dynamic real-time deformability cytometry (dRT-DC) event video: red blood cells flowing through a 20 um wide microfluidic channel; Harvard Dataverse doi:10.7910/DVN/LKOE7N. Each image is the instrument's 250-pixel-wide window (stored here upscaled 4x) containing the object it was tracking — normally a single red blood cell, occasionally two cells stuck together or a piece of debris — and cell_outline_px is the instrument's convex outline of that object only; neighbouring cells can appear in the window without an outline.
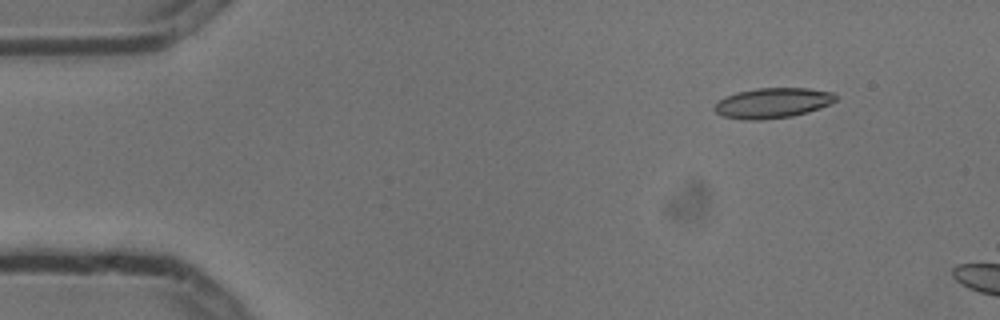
{"species": "common noctule bat (a hibernating species)", "species_latin": "Nyctalus noctula", "temperature_condition": "cold", "stored_images_in_passage": 4, "camera_frame_rate_fps": 3000, "um_per_image_px": 0.085, "animal": {"sex": "male", "body_mass_g": 13.3}, "frame": {"image": 1, "passage_image": 2, "time_ms": 0.333, "image_size_px": [1000, 320], "cell_outline_px": [[836, 100], [820, 108], [808, 112], [792, 116], [760, 120], [744, 120], [724, 116], [716, 112], [712, 108], [724, 96], [736, 92], [756, 88], [808, 88], [832, 92], [836, 96]], "centroid_in_image_um": [65.65, 8.75], "position_along_channel_um": 19.4, "area_um2": 21.33}}